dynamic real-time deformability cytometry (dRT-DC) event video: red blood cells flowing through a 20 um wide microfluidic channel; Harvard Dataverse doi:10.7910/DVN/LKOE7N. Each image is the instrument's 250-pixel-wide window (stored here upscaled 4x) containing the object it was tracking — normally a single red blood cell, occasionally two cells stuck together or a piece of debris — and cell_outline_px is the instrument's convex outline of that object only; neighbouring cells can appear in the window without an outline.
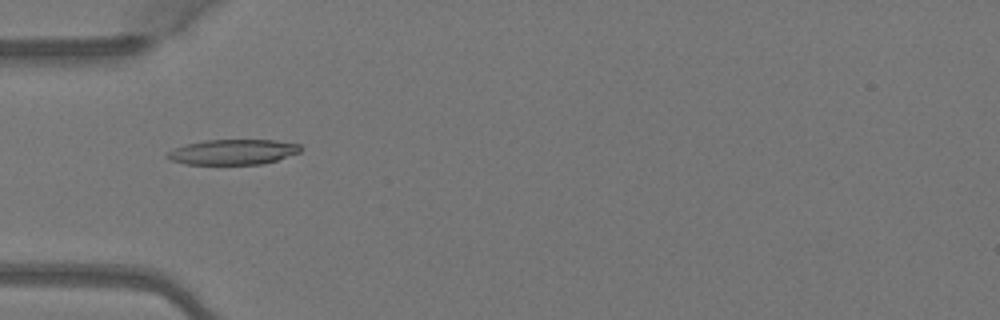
{"species": "Egyptian fruit bat (a non-hibernating species)", "species_latin": "Rousettus aegyptiacus", "temperature_condition": "warm", "stored_images_in_passage": 4, "camera_frame_rate_fps": 3000, "um_per_image_px": 0.085, "animal": {"sex": "female"}, "frame": {"image": 1, "passage_image": 4, "time_ms": 1.0, "image_size_px": [1000, 320], "cell_outline_px": [[304, 148], [300, 152], [264, 164], [184, 164], [172, 160], [164, 156], [168, 152], [176, 148], [188, 144], [204, 140], [276, 140], [300, 144]], "centroid_in_image_um": [19.85, 12.92], "position_along_channel_um": 65.2, "area_um2": 19.54}}